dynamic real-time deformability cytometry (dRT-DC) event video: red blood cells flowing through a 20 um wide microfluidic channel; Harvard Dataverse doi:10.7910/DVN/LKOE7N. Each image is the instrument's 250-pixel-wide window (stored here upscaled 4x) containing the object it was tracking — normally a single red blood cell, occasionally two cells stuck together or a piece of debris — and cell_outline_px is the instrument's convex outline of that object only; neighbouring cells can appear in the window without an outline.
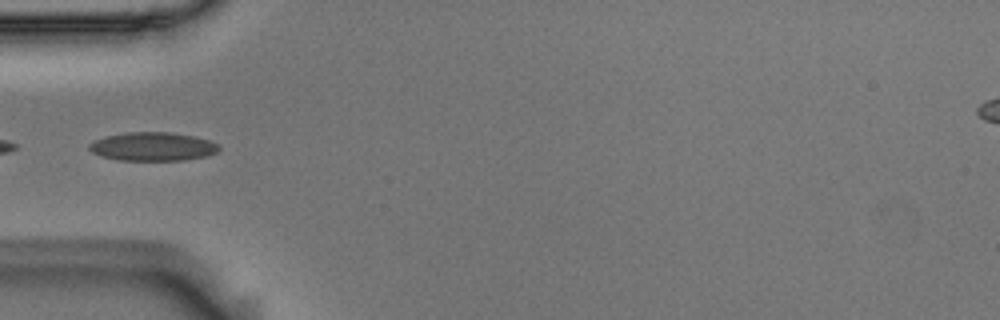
{"species": "Egyptian fruit bat (a non-hibernating species)", "species_latin": "Rousettus aegyptiacus", "temperature_condition": "room temperature", "stored_images_in_passage": 8, "camera_frame_rate_fps": 3000, "um_per_image_px": 0.085, "animal": {"sex": "male"}, "frame": {"image": 1, "passage_image": 5, "time_ms": 1.333, "image_size_px": [1000, 320], "cell_outline_px": [[220, 148], [216, 152], [208, 156], [184, 160], [116, 160], [100, 156], [92, 152], [88, 148], [88, 144], [92, 140], [104, 136], [128, 132], [168, 132], [196, 136], [220, 144]], "centroid_in_image_um": [12.96, 12.45], "position_along_channel_um": 72.0, "area_um2": 21.91}}
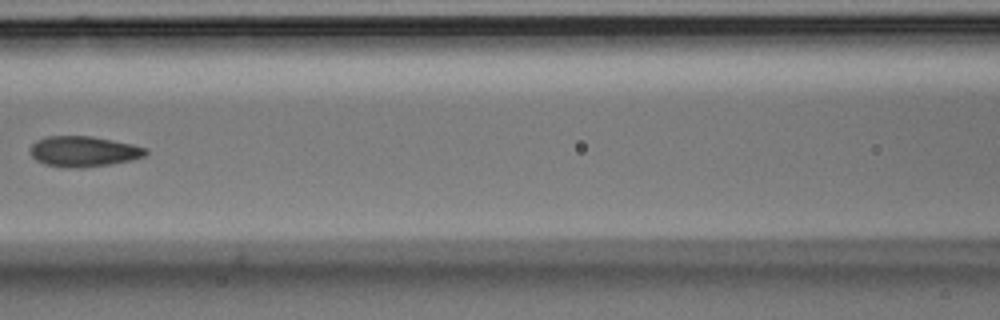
{"frame": {"image": 2, "passage_image": 7, "time_ms": 2.0, "image_size_px": [1000, 320], "cell_outline_px": [[148, 152], [144, 156], [132, 160], [112, 164], [84, 168], [68, 168], [44, 164], [36, 160], [32, 156], [32, 144], [36, 140], [44, 136], [92, 136], [132, 144], [148, 148]], "centroid_in_image_um": [7.13, 12.88], "position_along_channel_um": 159.5, "area_um2": 20.69}}
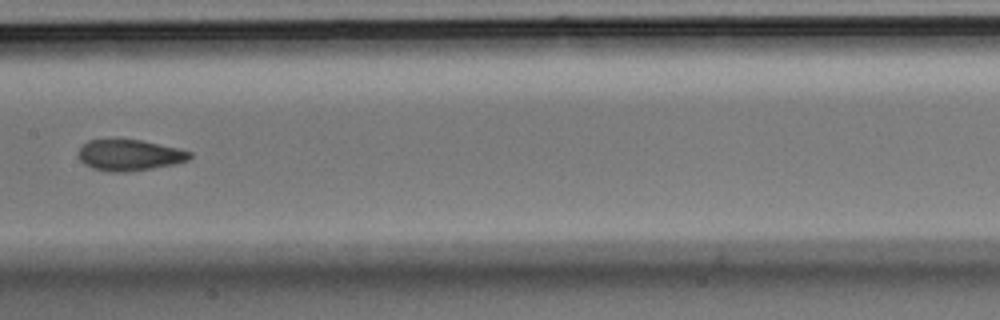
{"frame": {"image": 3, "passage_image": 8, "time_ms": 2.333, "image_size_px": [1000, 320], "cell_outline_px": [[192, 156], [188, 160], [172, 164], [152, 168], [128, 172], [108, 172], [92, 168], [84, 164], [80, 160], [80, 148], [88, 140], [140, 140], [176, 148], [192, 152]], "centroid_in_image_um": [11.0, 13.2], "position_along_channel_um": 196.4, "area_um2": 19.83}}